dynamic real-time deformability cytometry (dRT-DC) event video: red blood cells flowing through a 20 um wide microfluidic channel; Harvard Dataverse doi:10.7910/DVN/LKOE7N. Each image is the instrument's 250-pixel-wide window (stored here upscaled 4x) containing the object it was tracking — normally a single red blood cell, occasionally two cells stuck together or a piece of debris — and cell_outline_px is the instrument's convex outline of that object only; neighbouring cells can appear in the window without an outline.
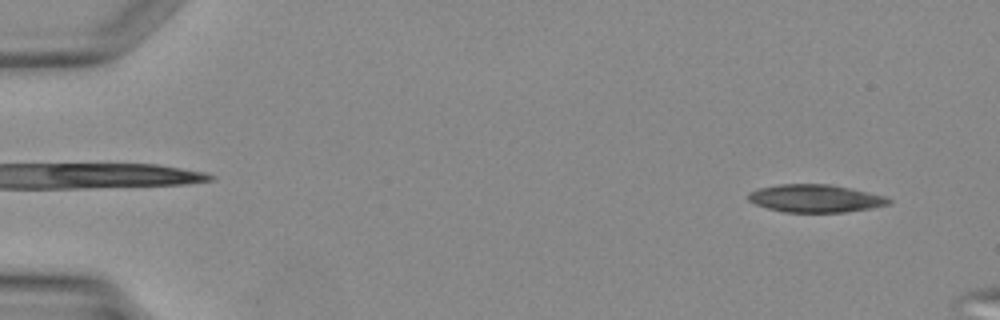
{"species": "Egyptian fruit bat (a non-hibernating species)", "species_latin": "Rousettus aegyptiacus", "temperature_condition": "warm", "stored_images_in_passage": 39, "camera_frame_rate_fps": 3000, "um_per_image_px": 0.085, "animal": {"sex": "female"}, "frame": {"image": 1, "passage_image": 3, "time_ms": 0.667, "image_size_px": [1000, 320], "cell_outline_px": [[892, 200], [888, 204], [872, 208], [844, 212], [784, 212], [768, 208], [756, 204], [748, 200], [748, 192], [760, 188], [780, 184], [828, 184], [848, 188], [884, 196]], "centroid_in_image_um": [69.27, 16.87], "position_along_channel_um": 15.7, "area_um2": 22.43}}
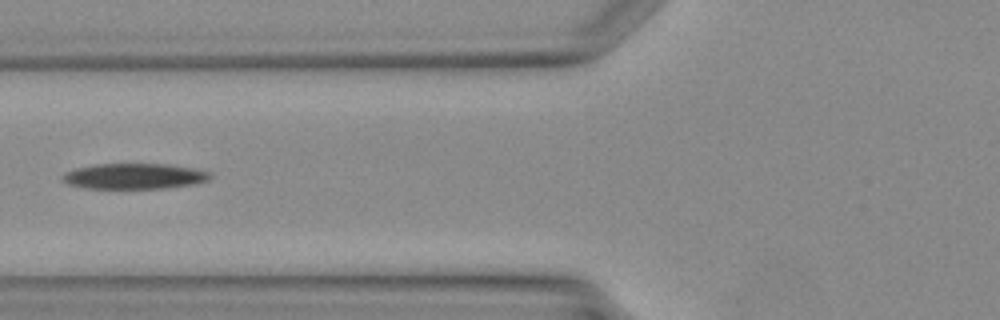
{"frame": {"image": 2, "passage_image": 16, "time_ms": 5.0, "image_size_px": [1000, 320], "cell_outline_px": [[212, 176], [208, 180], [196, 184], [168, 188], [88, 188], [68, 184], [60, 180], [60, 176], [64, 172], [76, 168], [96, 164], [168, 164], [196, 168], [212, 172]], "centroid_in_image_um": [11.44, 14.97], "position_along_channel_um": 114.4, "area_um2": 22.31}}
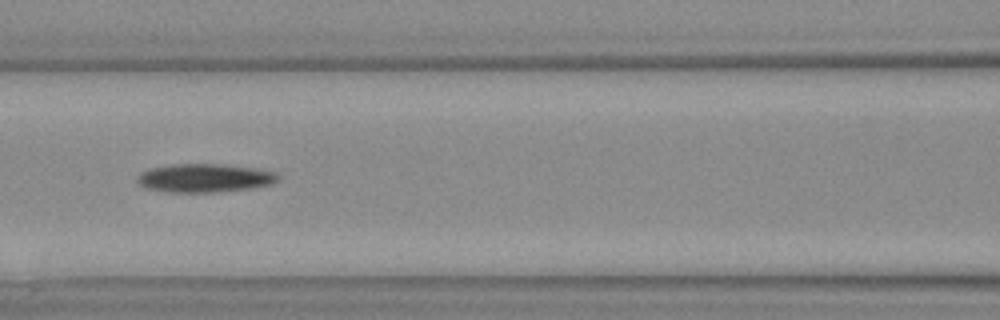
{"frame": {"image": 3, "passage_image": 18, "time_ms": 5.667, "image_size_px": [1000, 320], "cell_outline_px": [[280, 180], [272, 184], [252, 188], [212, 192], [168, 192], [144, 188], [136, 180], [140, 172], [152, 168], [176, 164], [220, 164], [256, 168], [276, 172], [280, 176]], "centroid_in_image_um": [17.42, 15.13], "position_along_channel_um": 149.2, "area_um2": 23.41}}